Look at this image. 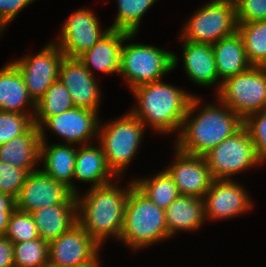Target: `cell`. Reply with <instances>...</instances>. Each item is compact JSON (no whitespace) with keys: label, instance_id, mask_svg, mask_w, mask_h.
<instances>
[{"label":"cell","instance_id":"29","mask_svg":"<svg viewBox=\"0 0 266 267\" xmlns=\"http://www.w3.org/2000/svg\"><path fill=\"white\" fill-rule=\"evenodd\" d=\"M245 54L252 66L266 67V20L239 23Z\"/></svg>","mask_w":266,"mask_h":267},{"label":"cell","instance_id":"25","mask_svg":"<svg viewBox=\"0 0 266 267\" xmlns=\"http://www.w3.org/2000/svg\"><path fill=\"white\" fill-rule=\"evenodd\" d=\"M39 236L46 242L57 239L77 223V204H56L31 213Z\"/></svg>","mask_w":266,"mask_h":267},{"label":"cell","instance_id":"14","mask_svg":"<svg viewBox=\"0 0 266 267\" xmlns=\"http://www.w3.org/2000/svg\"><path fill=\"white\" fill-rule=\"evenodd\" d=\"M98 112L85 108L73 107L59 115L48 117L40 126V140L47 141L45 128L59 135L66 144L85 145L97 138L99 118ZM94 137V138H92Z\"/></svg>","mask_w":266,"mask_h":267},{"label":"cell","instance_id":"4","mask_svg":"<svg viewBox=\"0 0 266 267\" xmlns=\"http://www.w3.org/2000/svg\"><path fill=\"white\" fill-rule=\"evenodd\" d=\"M167 238L171 237L167 229L165 210L133 185L126 200L119 241L136 251Z\"/></svg>","mask_w":266,"mask_h":267},{"label":"cell","instance_id":"30","mask_svg":"<svg viewBox=\"0 0 266 267\" xmlns=\"http://www.w3.org/2000/svg\"><path fill=\"white\" fill-rule=\"evenodd\" d=\"M157 0H117L118 13L111 29L138 33L143 15Z\"/></svg>","mask_w":266,"mask_h":267},{"label":"cell","instance_id":"34","mask_svg":"<svg viewBox=\"0 0 266 267\" xmlns=\"http://www.w3.org/2000/svg\"><path fill=\"white\" fill-rule=\"evenodd\" d=\"M244 127L254 144L258 160L266 161V109L250 114L244 119Z\"/></svg>","mask_w":266,"mask_h":267},{"label":"cell","instance_id":"33","mask_svg":"<svg viewBox=\"0 0 266 267\" xmlns=\"http://www.w3.org/2000/svg\"><path fill=\"white\" fill-rule=\"evenodd\" d=\"M33 124L30 115L0 110V146L25 133Z\"/></svg>","mask_w":266,"mask_h":267},{"label":"cell","instance_id":"2","mask_svg":"<svg viewBox=\"0 0 266 267\" xmlns=\"http://www.w3.org/2000/svg\"><path fill=\"white\" fill-rule=\"evenodd\" d=\"M119 188L111 182L102 186L91 187L83 197L75 194L77 199V223L100 246L109 236L120 238L124 209L130 188Z\"/></svg>","mask_w":266,"mask_h":267},{"label":"cell","instance_id":"39","mask_svg":"<svg viewBox=\"0 0 266 267\" xmlns=\"http://www.w3.org/2000/svg\"><path fill=\"white\" fill-rule=\"evenodd\" d=\"M0 267H14L13 243L6 236H0Z\"/></svg>","mask_w":266,"mask_h":267},{"label":"cell","instance_id":"23","mask_svg":"<svg viewBox=\"0 0 266 267\" xmlns=\"http://www.w3.org/2000/svg\"><path fill=\"white\" fill-rule=\"evenodd\" d=\"M165 217L170 237L181 230H197L206 220L204 199L180 195L165 209Z\"/></svg>","mask_w":266,"mask_h":267},{"label":"cell","instance_id":"38","mask_svg":"<svg viewBox=\"0 0 266 267\" xmlns=\"http://www.w3.org/2000/svg\"><path fill=\"white\" fill-rule=\"evenodd\" d=\"M15 209V200L0 192V236H5L8 228V220Z\"/></svg>","mask_w":266,"mask_h":267},{"label":"cell","instance_id":"21","mask_svg":"<svg viewBox=\"0 0 266 267\" xmlns=\"http://www.w3.org/2000/svg\"><path fill=\"white\" fill-rule=\"evenodd\" d=\"M26 106L32 107V113L25 109ZM34 109L35 102L28 94L22 74L12 61L7 63L0 68V110L33 118Z\"/></svg>","mask_w":266,"mask_h":267},{"label":"cell","instance_id":"7","mask_svg":"<svg viewBox=\"0 0 266 267\" xmlns=\"http://www.w3.org/2000/svg\"><path fill=\"white\" fill-rule=\"evenodd\" d=\"M237 30L234 0H212L195 11L180 37L182 41L214 44Z\"/></svg>","mask_w":266,"mask_h":267},{"label":"cell","instance_id":"1","mask_svg":"<svg viewBox=\"0 0 266 267\" xmlns=\"http://www.w3.org/2000/svg\"><path fill=\"white\" fill-rule=\"evenodd\" d=\"M200 100L196 95L192 97L178 133L176 147L188 154L204 156L239 131L244 126V120L221 102L202 105L201 108ZM196 109L197 114L193 116Z\"/></svg>","mask_w":266,"mask_h":267},{"label":"cell","instance_id":"37","mask_svg":"<svg viewBox=\"0 0 266 267\" xmlns=\"http://www.w3.org/2000/svg\"><path fill=\"white\" fill-rule=\"evenodd\" d=\"M33 1L35 0H0V33Z\"/></svg>","mask_w":266,"mask_h":267},{"label":"cell","instance_id":"3","mask_svg":"<svg viewBox=\"0 0 266 267\" xmlns=\"http://www.w3.org/2000/svg\"><path fill=\"white\" fill-rule=\"evenodd\" d=\"M137 105L131 112L157 133L181 130L189 103L194 96L162 80L140 85L133 90Z\"/></svg>","mask_w":266,"mask_h":267},{"label":"cell","instance_id":"27","mask_svg":"<svg viewBox=\"0 0 266 267\" xmlns=\"http://www.w3.org/2000/svg\"><path fill=\"white\" fill-rule=\"evenodd\" d=\"M73 107L74 104L68 89L58 79L35 103L33 122L39 127L48 117L59 115Z\"/></svg>","mask_w":266,"mask_h":267},{"label":"cell","instance_id":"13","mask_svg":"<svg viewBox=\"0 0 266 267\" xmlns=\"http://www.w3.org/2000/svg\"><path fill=\"white\" fill-rule=\"evenodd\" d=\"M111 28L100 29L97 16L88 8L76 10L62 25L60 37L54 43L68 58H78L89 50Z\"/></svg>","mask_w":266,"mask_h":267},{"label":"cell","instance_id":"16","mask_svg":"<svg viewBox=\"0 0 266 267\" xmlns=\"http://www.w3.org/2000/svg\"><path fill=\"white\" fill-rule=\"evenodd\" d=\"M175 148V161L165 170L172 177L180 195L204 199L213 181L205 158Z\"/></svg>","mask_w":266,"mask_h":267},{"label":"cell","instance_id":"17","mask_svg":"<svg viewBox=\"0 0 266 267\" xmlns=\"http://www.w3.org/2000/svg\"><path fill=\"white\" fill-rule=\"evenodd\" d=\"M59 79L68 89L74 107L98 111L101 90L94 75L78 58L65 57L61 63Z\"/></svg>","mask_w":266,"mask_h":267},{"label":"cell","instance_id":"19","mask_svg":"<svg viewBox=\"0 0 266 267\" xmlns=\"http://www.w3.org/2000/svg\"><path fill=\"white\" fill-rule=\"evenodd\" d=\"M183 65L186 75L195 84L200 86L217 85L219 82L218 72L212 44L183 41Z\"/></svg>","mask_w":266,"mask_h":267},{"label":"cell","instance_id":"5","mask_svg":"<svg viewBox=\"0 0 266 267\" xmlns=\"http://www.w3.org/2000/svg\"><path fill=\"white\" fill-rule=\"evenodd\" d=\"M145 129V125L131 111L103 126L99 121L97 139L107 166L117 178L121 177L136 155Z\"/></svg>","mask_w":266,"mask_h":267},{"label":"cell","instance_id":"11","mask_svg":"<svg viewBox=\"0 0 266 267\" xmlns=\"http://www.w3.org/2000/svg\"><path fill=\"white\" fill-rule=\"evenodd\" d=\"M65 57L56 43L52 42L36 55L27 54L12 61L22 74L28 94L35 103L59 79L61 63Z\"/></svg>","mask_w":266,"mask_h":267},{"label":"cell","instance_id":"26","mask_svg":"<svg viewBox=\"0 0 266 267\" xmlns=\"http://www.w3.org/2000/svg\"><path fill=\"white\" fill-rule=\"evenodd\" d=\"M212 49L220 82L245 72L252 66L246 57L244 42L238 31L212 44Z\"/></svg>","mask_w":266,"mask_h":267},{"label":"cell","instance_id":"22","mask_svg":"<svg viewBox=\"0 0 266 267\" xmlns=\"http://www.w3.org/2000/svg\"><path fill=\"white\" fill-rule=\"evenodd\" d=\"M40 131L33 124L25 133L0 146V161L25 169L28 173L37 171L40 161Z\"/></svg>","mask_w":266,"mask_h":267},{"label":"cell","instance_id":"15","mask_svg":"<svg viewBox=\"0 0 266 267\" xmlns=\"http://www.w3.org/2000/svg\"><path fill=\"white\" fill-rule=\"evenodd\" d=\"M243 185L230 180H213L204 197L206 220L230 219L253 207Z\"/></svg>","mask_w":266,"mask_h":267},{"label":"cell","instance_id":"35","mask_svg":"<svg viewBox=\"0 0 266 267\" xmlns=\"http://www.w3.org/2000/svg\"><path fill=\"white\" fill-rule=\"evenodd\" d=\"M28 174L25 169L0 161V192L16 200Z\"/></svg>","mask_w":266,"mask_h":267},{"label":"cell","instance_id":"9","mask_svg":"<svg viewBox=\"0 0 266 267\" xmlns=\"http://www.w3.org/2000/svg\"><path fill=\"white\" fill-rule=\"evenodd\" d=\"M213 180H230L232 175L260 165L254 144L243 126L203 156Z\"/></svg>","mask_w":266,"mask_h":267},{"label":"cell","instance_id":"18","mask_svg":"<svg viewBox=\"0 0 266 267\" xmlns=\"http://www.w3.org/2000/svg\"><path fill=\"white\" fill-rule=\"evenodd\" d=\"M134 36H136V33L110 29L105 36L89 50L81 54L78 59L92 75L94 68L101 73L112 75L113 73L119 74L121 46L126 40L133 39Z\"/></svg>","mask_w":266,"mask_h":267},{"label":"cell","instance_id":"28","mask_svg":"<svg viewBox=\"0 0 266 267\" xmlns=\"http://www.w3.org/2000/svg\"><path fill=\"white\" fill-rule=\"evenodd\" d=\"M134 185L154 204L164 210L180 196L177 186L165 169L148 179H135Z\"/></svg>","mask_w":266,"mask_h":267},{"label":"cell","instance_id":"31","mask_svg":"<svg viewBox=\"0 0 266 267\" xmlns=\"http://www.w3.org/2000/svg\"><path fill=\"white\" fill-rule=\"evenodd\" d=\"M14 267H46L48 242L41 238L13 243Z\"/></svg>","mask_w":266,"mask_h":267},{"label":"cell","instance_id":"32","mask_svg":"<svg viewBox=\"0 0 266 267\" xmlns=\"http://www.w3.org/2000/svg\"><path fill=\"white\" fill-rule=\"evenodd\" d=\"M5 236L9 238L12 243L40 238L32 215L16 208L10 214Z\"/></svg>","mask_w":266,"mask_h":267},{"label":"cell","instance_id":"10","mask_svg":"<svg viewBox=\"0 0 266 267\" xmlns=\"http://www.w3.org/2000/svg\"><path fill=\"white\" fill-rule=\"evenodd\" d=\"M101 246L76 223L48 243V265L52 267H100Z\"/></svg>","mask_w":266,"mask_h":267},{"label":"cell","instance_id":"36","mask_svg":"<svg viewBox=\"0 0 266 267\" xmlns=\"http://www.w3.org/2000/svg\"><path fill=\"white\" fill-rule=\"evenodd\" d=\"M237 23L266 20V0H234Z\"/></svg>","mask_w":266,"mask_h":267},{"label":"cell","instance_id":"8","mask_svg":"<svg viewBox=\"0 0 266 267\" xmlns=\"http://www.w3.org/2000/svg\"><path fill=\"white\" fill-rule=\"evenodd\" d=\"M216 93L217 100L243 120L266 109V67L251 66L245 72L226 78Z\"/></svg>","mask_w":266,"mask_h":267},{"label":"cell","instance_id":"12","mask_svg":"<svg viewBox=\"0 0 266 267\" xmlns=\"http://www.w3.org/2000/svg\"><path fill=\"white\" fill-rule=\"evenodd\" d=\"M56 204H77V199L69 188L40 169L28 174L15 200L16 209L30 214Z\"/></svg>","mask_w":266,"mask_h":267},{"label":"cell","instance_id":"20","mask_svg":"<svg viewBox=\"0 0 266 267\" xmlns=\"http://www.w3.org/2000/svg\"><path fill=\"white\" fill-rule=\"evenodd\" d=\"M73 147L66 143L48 145L46 141H41L40 162L44 161L42 162L44 168L40 170L77 194L78 191L73 183L77 149Z\"/></svg>","mask_w":266,"mask_h":267},{"label":"cell","instance_id":"6","mask_svg":"<svg viewBox=\"0 0 266 267\" xmlns=\"http://www.w3.org/2000/svg\"><path fill=\"white\" fill-rule=\"evenodd\" d=\"M178 64L176 54L152 45L127 44L121 46L120 71L131 90L160 81Z\"/></svg>","mask_w":266,"mask_h":267},{"label":"cell","instance_id":"24","mask_svg":"<svg viewBox=\"0 0 266 267\" xmlns=\"http://www.w3.org/2000/svg\"><path fill=\"white\" fill-rule=\"evenodd\" d=\"M75 158L74 180L91 183V187L111 183L113 177L118 179L109 169L102 147L85 144L77 147Z\"/></svg>","mask_w":266,"mask_h":267}]
</instances>
